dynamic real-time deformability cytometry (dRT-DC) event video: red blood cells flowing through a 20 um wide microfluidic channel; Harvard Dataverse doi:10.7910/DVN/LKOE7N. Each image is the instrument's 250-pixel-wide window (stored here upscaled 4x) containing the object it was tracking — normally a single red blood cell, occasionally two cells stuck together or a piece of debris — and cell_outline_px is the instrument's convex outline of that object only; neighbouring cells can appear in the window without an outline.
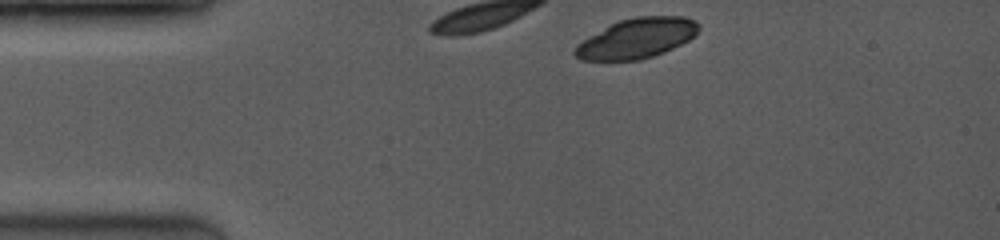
{"species": "common noctule bat (a hibernating species)", "species_latin": "Nyctalus noctula", "temperature_condition": "room temperature", "stored_images_in_passage": 2, "camera_frame_rate_fps": 3500, "um_per_image_px": 0.085, "animal": {"sex": "female", "body_mass_g": 19.0, "forearm_length_mm": 53.3}, "frame": {"image": 1, "passage_image": 1, "time_ms": 0.0, "image_size_px": [1000, 240], "cell_outline_px": [[700, 28], [688, 40], [664, 52], [640, 60], [580, 60], [572, 52], [576, 44], [588, 36], [620, 20], [636, 16], [684, 16], [692, 20]], "centroid_in_image_um": [54.07, 3.26], "position_along_channel_um": 30.9, "area_um2": 28.5}}